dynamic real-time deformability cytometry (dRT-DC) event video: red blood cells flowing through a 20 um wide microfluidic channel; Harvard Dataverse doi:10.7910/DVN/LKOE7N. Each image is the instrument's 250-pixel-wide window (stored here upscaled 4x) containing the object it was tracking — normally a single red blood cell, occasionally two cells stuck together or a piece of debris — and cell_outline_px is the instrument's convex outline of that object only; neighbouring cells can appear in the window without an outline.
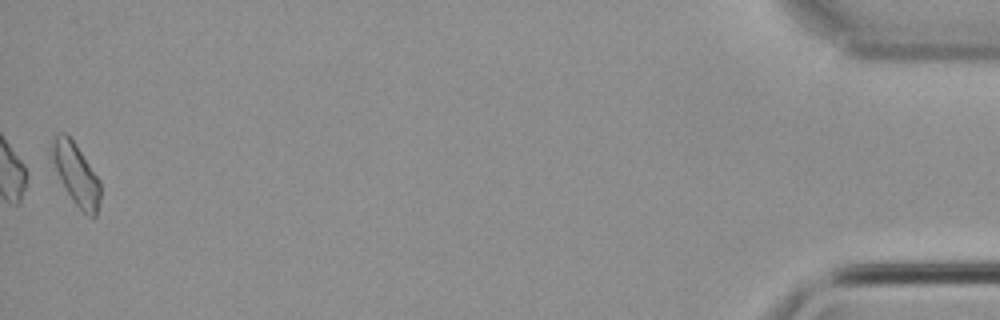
{"species": "common noctule bat (a hibernating species)", "species_latin": "Nyctalus noctula", "temperature_condition": "cold", "stored_images_in_passage": 49, "camera_frame_rate_fps": 3000, "um_per_image_px": 0.085, "animal": {"sex": "male", "body_mass_g": 21.5, "forearm_length_mm": 52.0}, "frame": {"image": 1, "passage_image": 49, "time_ms": 16.0, "image_size_px": [1000, 320], "cell_outline_px": [[100, 200], [96, 216], [88, 216], [72, 200], [60, 180], [48, 148], [48, 144], [52, 136], [56, 132], [64, 132], [76, 144], [100, 180]], "centroid_in_image_um": [6.42, 14.73], "position_along_channel_um": 428.8, "area_um2": 17.63}}